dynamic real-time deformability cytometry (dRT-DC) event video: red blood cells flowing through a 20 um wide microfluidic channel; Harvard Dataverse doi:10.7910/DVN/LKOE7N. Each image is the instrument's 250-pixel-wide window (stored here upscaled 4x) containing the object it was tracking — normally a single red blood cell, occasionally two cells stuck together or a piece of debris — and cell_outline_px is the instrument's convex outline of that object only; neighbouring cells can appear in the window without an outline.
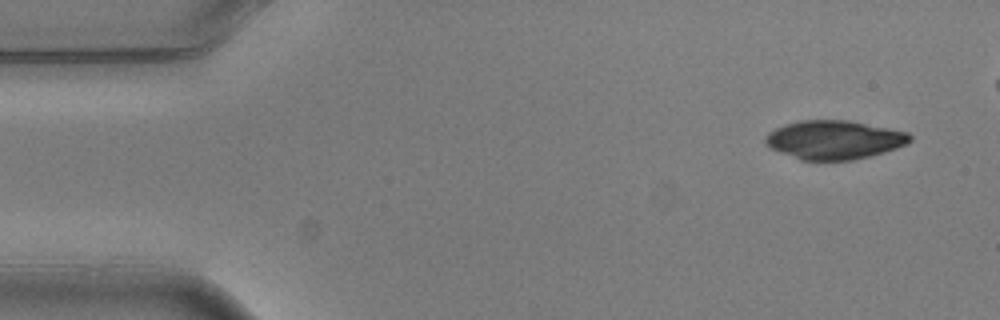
{"species": "common noctule bat (a hibernating species)", "species_latin": "Nyctalus noctula", "temperature_condition": "warm", "stored_images_in_passage": 5, "camera_frame_rate_fps": 3000, "um_per_image_px": 0.085, "animal": {"sex": "male", "body_mass_g": 20.5, "forearm_length_mm": 52.5}, "frame": {"image": 1, "passage_image": 1, "time_ms": 0.0, "image_size_px": [1000, 320], "cell_outline_px": [[912, 140], [908, 144], [896, 148], [868, 156], [852, 160], [800, 160], [768, 148], [764, 144], [764, 140], [768, 132], [784, 124], [800, 120], [848, 120], [908, 132], [912, 136]], "centroid_in_image_um": [70.86, 11.88], "position_along_channel_um": 14.1, "area_um2": 32.77}}